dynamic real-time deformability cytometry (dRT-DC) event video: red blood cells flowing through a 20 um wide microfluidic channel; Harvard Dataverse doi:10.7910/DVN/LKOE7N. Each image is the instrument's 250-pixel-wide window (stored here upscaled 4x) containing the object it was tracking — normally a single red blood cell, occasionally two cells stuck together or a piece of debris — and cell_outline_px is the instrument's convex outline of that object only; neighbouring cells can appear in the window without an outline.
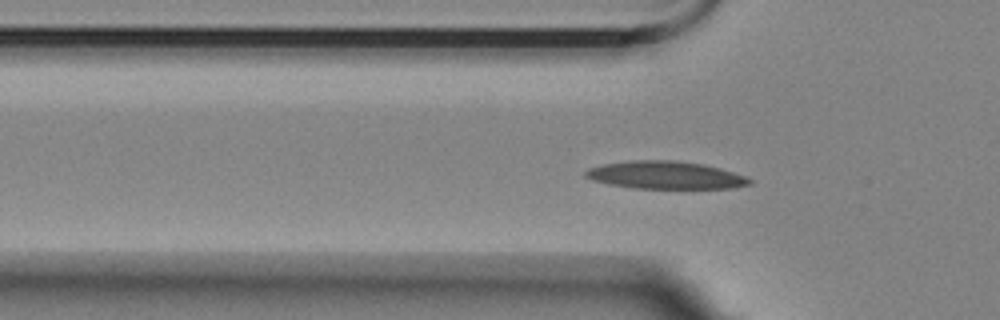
{"species": "Egyptian fruit bat (a non-hibernating species)", "species_latin": "Rousettus aegyptiacus", "temperature_condition": "room temperature", "stored_images_in_passage": 42, "camera_frame_rate_fps": 3000, "um_per_image_px": 0.085, "animal": {"sex": "female"}, "frame": {"image": 1, "passage_image": 2, "time_ms": 0.333, "image_size_px": [1000, 320], "cell_outline_px": [[752, 184], [732, 188], [632, 188], [608, 184], [592, 180], [584, 176], [584, 172], [588, 168], [604, 164], [632, 160], [676, 160], [704, 164], [720, 168], [744, 176], [752, 180]], "centroid_in_image_um": [56.54, 14.88], "position_along_channel_um": 69.3, "area_um2": 26.47}}
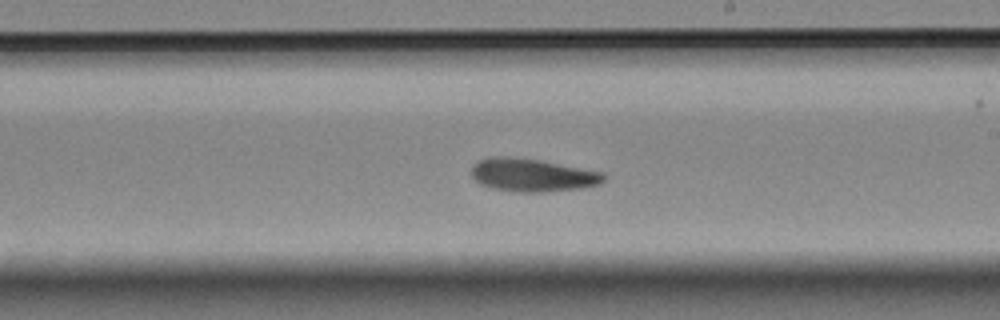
{"frame": {"image": 2, "passage_image": 17, "time_ms": 5.333, "image_size_px": [1000, 320], "cell_outline_px": [[604, 180], [600, 184], [584, 188], [544, 192], [520, 192], [492, 188], [480, 184], [472, 176], [472, 164], [488, 156], [508, 156], [540, 160], [604, 172]], "centroid_in_image_um": [45.25, 14.88], "position_along_channel_um": 243.8, "area_um2": 25.61}}
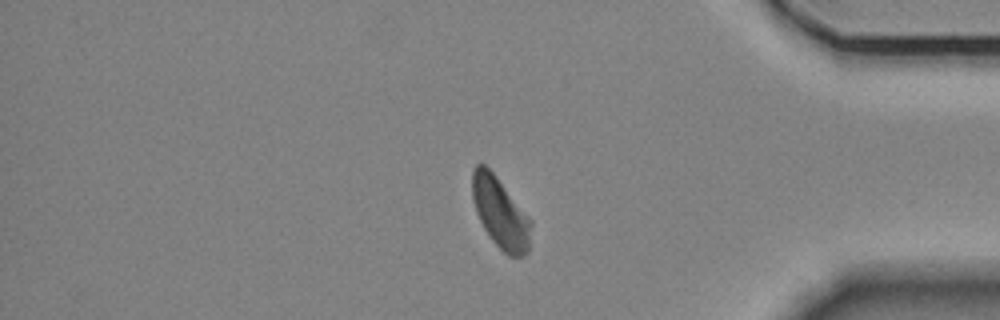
{"frame": {"image": 3, "passage_image": 32, "time_ms": 10.333, "image_size_px": [1000, 320], "cell_outline_px": [[532, 224], [528, 252], [524, 256], [508, 256], [492, 240], [484, 228], [476, 212], [472, 196], [472, 168], [476, 164], [484, 164], [496, 176], [532, 220]], "centroid_in_image_um": [42.53, 18.1], "position_along_channel_um": 392.7, "area_um2": 24.1}, "authors_computed_cell_mechanics": {"area_um2": 24.7962, "velocity_mm_per_s": 3.4781, "shape_relaxation_time_tau1_ms": 3.7789, "shape_relaxation_time_tau2_ms": 5.9698, "deformation_change_tau1": 0.1214, "deformation_change_tau2": 0.1148}}